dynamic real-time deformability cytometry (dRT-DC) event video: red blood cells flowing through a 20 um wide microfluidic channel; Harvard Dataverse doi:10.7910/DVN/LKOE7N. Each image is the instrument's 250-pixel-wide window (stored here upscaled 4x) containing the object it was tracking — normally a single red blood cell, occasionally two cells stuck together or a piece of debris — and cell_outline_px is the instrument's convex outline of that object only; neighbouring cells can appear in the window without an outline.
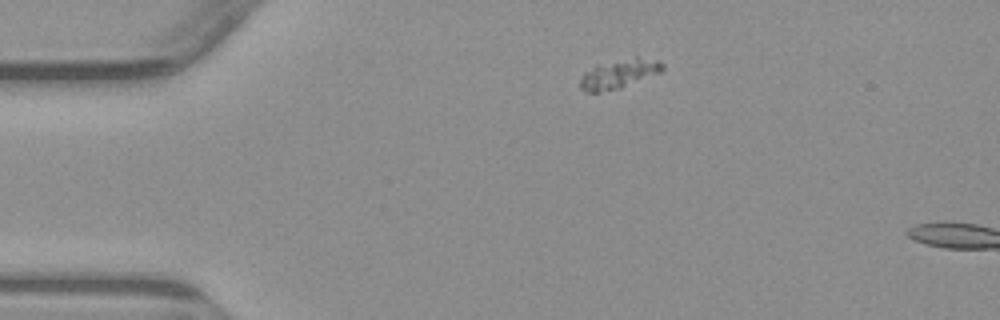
{"species": "common noctule bat (a hibernating species)", "species_latin": "Nyctalus noctula", "temperature_condition": "warm", "stored_images_in_passage": 3, "segment_of_instrument_passage": [1, 2], "camera_frame_rate_fps": 3000, "um_per_image_px": 0.085, "animal": {"sex": "male", "body_mass_g": 23.1, "forearm_length_mm": 52.7}, "frame": {"image": 1, "passage_image": 1, "time_ms": 0.0, "image_size_px": [1000, 320], "cell_outline_px": [[664, 68], [660, 72], [620, 88], [600, 92], [584, 92], [580, 88], [580, 76], [584, 72], [596, 68], [636, 56], [660, 60], [664, 64]], "centroid_in_image_um": [52.66, 6.3], "position_along_channel_um": 32.3, "area_um2": 13.41}}